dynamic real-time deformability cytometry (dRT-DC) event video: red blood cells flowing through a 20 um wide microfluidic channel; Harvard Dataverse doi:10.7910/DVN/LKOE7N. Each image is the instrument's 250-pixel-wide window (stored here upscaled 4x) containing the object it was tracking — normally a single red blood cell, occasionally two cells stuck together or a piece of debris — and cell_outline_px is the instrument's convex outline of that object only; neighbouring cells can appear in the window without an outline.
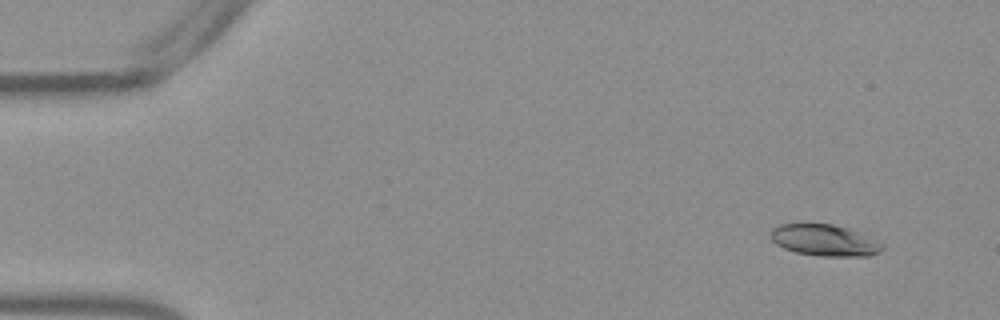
{"species": "Egyptian fruit bat (a non-hibernating species)", "species_latin": "Rousettus aegyptiacus", "temperature_condition": "warm", "stored_images_in_passage": 51, "camera_frame_rate_fps": 3000, "um_per_image_px": 0.085, "frame": {"image": 1, "passage_image": 2, "time_ms": 0.333, "image_size_px": [1000, 320], "cell_outline_px": [[884, 248], [880, 252], [868, 256], [820, 256], [796, 252], [784, 248], [776, 244], [772, 240], [768, 232], [772, 228], [780, 224], [832, 224], [848, 228], [884, 244]], "centroid_in_image_um": [70.06, 20.42], "position_along_channel_um": 14.9, "area_um2": 20.4}}
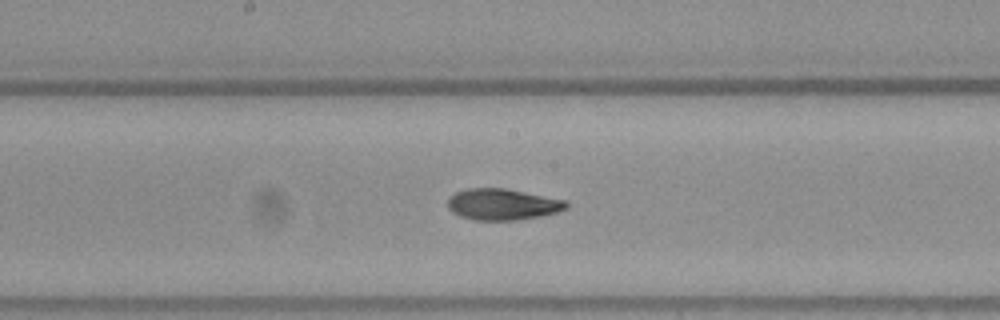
{"frame": {"image": 2, "passage_image": 26, "time_ms": 8.333, "image_size_px": [1000, 320], "cell_outline_px": [[568, 208], [556, 212], [540, 216], [516, 220], [472, 220], [460, 216], [452, 212], [448, 208], [448, 196], [456, 192], [468, 188], [504, 188], [568, 200]], "centroid_in_image_um": [42.71, 17.37], "position_along_channel_um": 205.5, "area_um2": 21.73}}
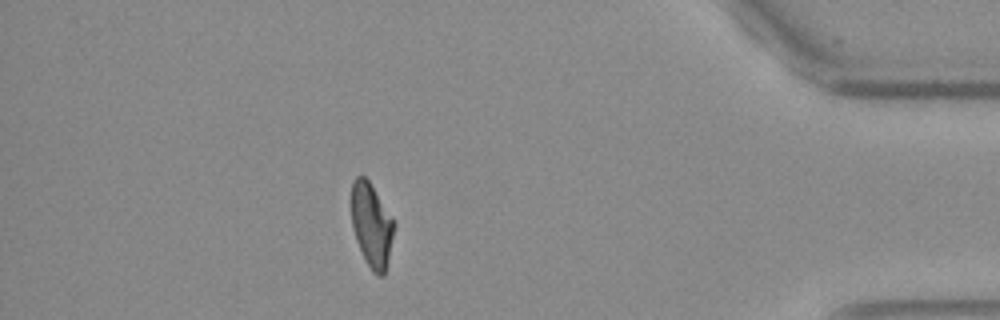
{"frame": {"image": 3, "passage_image": 45, "time_ms": 14.667, "image_size_px": [1000, 320], "cell_outline_px": [[396, 224], [388, 260], [384, 276], [376, 276], [372, 272], [356, 240], [352, 228], [352, 180], [356, 176], [364, 176], [368, 180]], "centroid_in_image_um": [31.59, 19.15], "position_along_channel_um": 403.6, "area_um2": 20.63}, "authors_computed_cell_mechanics": {"area_um2": 21.5016, "velocity_mm_per_s": 3.8247, "shape_relaxation_time_tau1_ms": 5.9765, "shape_relaxation_time_tau2_ms": 2.537, "deformation_change_tau1": 0.1856, "deformation_change_tau2": 0.0832}}